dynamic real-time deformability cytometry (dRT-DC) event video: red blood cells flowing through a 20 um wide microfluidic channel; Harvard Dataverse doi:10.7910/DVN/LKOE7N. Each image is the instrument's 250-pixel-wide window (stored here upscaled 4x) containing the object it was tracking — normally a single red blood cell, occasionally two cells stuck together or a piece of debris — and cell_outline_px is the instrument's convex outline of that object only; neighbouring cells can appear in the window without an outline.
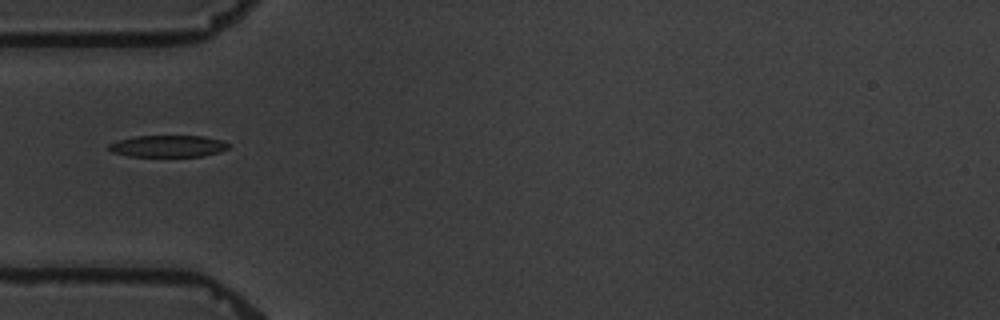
{"species": "common noctule bat (a hibernating species)", "species_latin": "Nyctalus noctula", "temperature_condition": "warm", "stored_images_in_passage": 12, "camera_frame_rate_fps": 3000, "um_per_image_px": 0.085, "animal": {"sex": "male", "body_mass_g": 19.5, "forearm_length_mm": 54.6}, "frame": {"image": 1, "passage_image": 1, "time_ms": 0.0, "image_size_px": [1000, 320], "cell_outline_px": [[228, 148], [220, 152], [200, 156], [128, 156], [112, 152], [108, 148], [108, 144], [116, 140], [136, 136], [204, 136], [220, 140], [228, 144]], "centroid_in_image_um": [14.23, 12.42], "position_along_channel_um": 70.8, "area_um2": 15.09}}
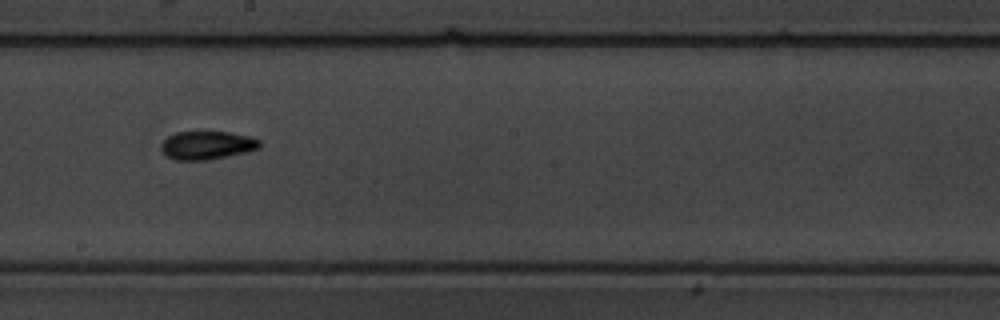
{"frame": {"image": 2, "passage_image": 5, "time_ms": 4.667, "image_size_px": [1000, 320], "cell_outline_px": [[260, 148], [244, 152], [204, 160], [176, 160], [168, 156], [160, 148], [160, 144], [168, 136], [176, 132], [228, 132], [248, 136], [260, 140]], "centroid_in_image_um": [17.57, 12.33], "position_along_channel_um": 230.6, "area_um2": 15.95}}
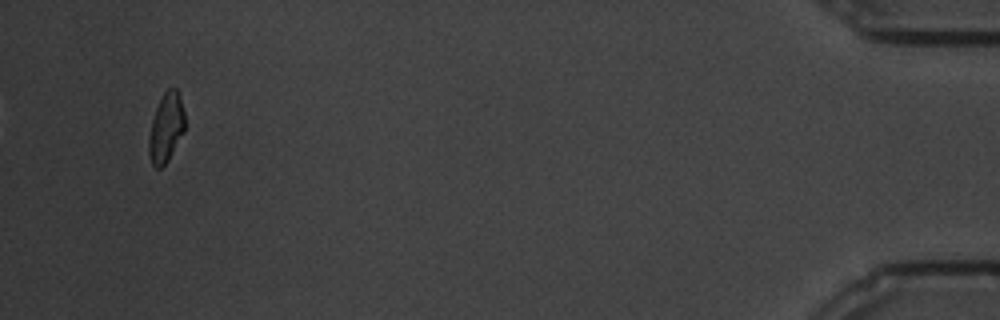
{"frame": {"image": 3, "passage_image": 11, "time_ms": 12.667, "image_size_px": [1000, 320], "cell_outline_px": [[184, 132], [168, 160], [160, 168], [156, 168], [152, 164], [148, 152], [148, 136], [152, 120], [156, 108], [164, 92], [168, 88], [176, 88], [180, 96], [184, 112]], "centroid_in_image_um": [14.11, 10.86], "position_along_channel_um": 421.1, "area_um2": 14.45}}